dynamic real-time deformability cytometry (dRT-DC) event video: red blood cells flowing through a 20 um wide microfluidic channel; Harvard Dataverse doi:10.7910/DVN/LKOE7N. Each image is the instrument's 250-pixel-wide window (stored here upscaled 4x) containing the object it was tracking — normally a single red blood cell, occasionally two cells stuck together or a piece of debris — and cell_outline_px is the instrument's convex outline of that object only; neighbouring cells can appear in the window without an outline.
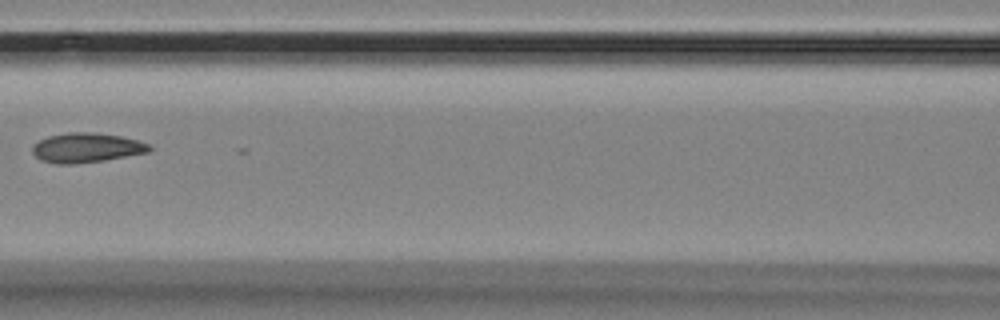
{"species": "Egyptian fruit bat (a non-hibernating species)", "species_latin": "Rousettus aegyptiacus", "temperature_condition": "room temperature", "stored_images_in_passage": 16, "segment_of_instrument_passage": [1, 2], "camera_frame_rate_fps": 3000, "um_per_image_px": 0.085, "animal": {"sex": "female"}, "frame": {"image": 1, "passage_image": 6, "time_ms": 6.0, "image_size_px": [1000, 320], "cell_outline_px": [[152, 148], [148, 152], [104, 160], [72, 164], [56, 164], [40, 160], [32, 152], [32, 148], [40, 140], [48, 136], [68, 132], [92, 132], [120, 136], [136, 140], [148, 144]], "centroid_in_image_um": [7.32, 12.56], "position_along_channel_um": 159.3, "area_um2": 19.94}}
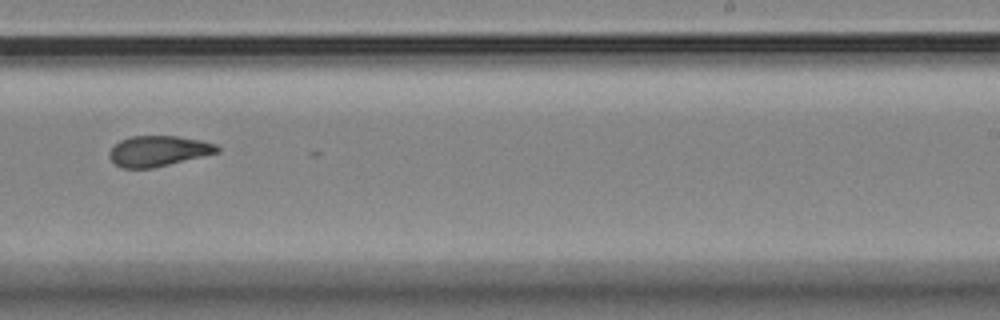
{"frame": {"image": 2, "passage_image": 9, "time_ms": 9.333, "image_size_px": [1000, 320], "cell_outline_px": [[220, 152], [152, 168], [120, 168], [112, 160], [108, 152], [120, 140], [132, 136], [176, 136], [200, 140], [216, 144], [220, 148]], "centroid_in_image_um": [13.47, 12.83], "position_along_channel_um": 275.5, "area_um2": 19.02}}
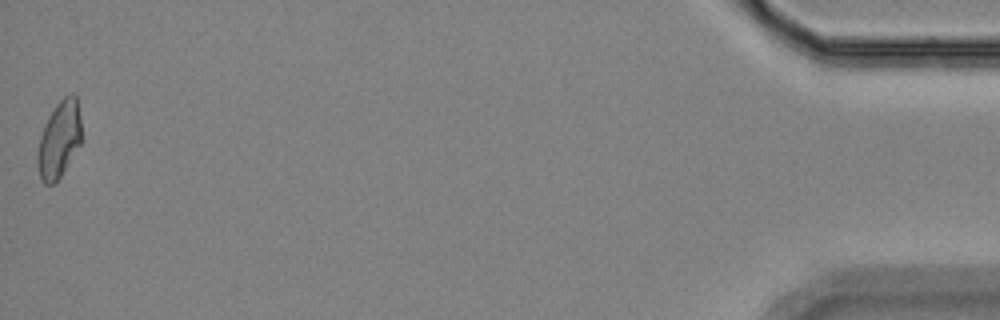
{"frame": {"image": 3, "passage_image": 15, "time_ms": 16.333, "image_size_px": [1000, 320], "cell_outline_px": [[80, 144], [60, 176], [52, 184], [44, 184], [40, 176], [36, 160], [36, 152], [40, 136], [48, 116], [56, 104], [64, 96], [72, 92], [76, 96], [80, 116]], "centroid_in_image_um": [5.0, 11.83], "position_along_channel_um": 430.2, "area_um2": 19.42}}